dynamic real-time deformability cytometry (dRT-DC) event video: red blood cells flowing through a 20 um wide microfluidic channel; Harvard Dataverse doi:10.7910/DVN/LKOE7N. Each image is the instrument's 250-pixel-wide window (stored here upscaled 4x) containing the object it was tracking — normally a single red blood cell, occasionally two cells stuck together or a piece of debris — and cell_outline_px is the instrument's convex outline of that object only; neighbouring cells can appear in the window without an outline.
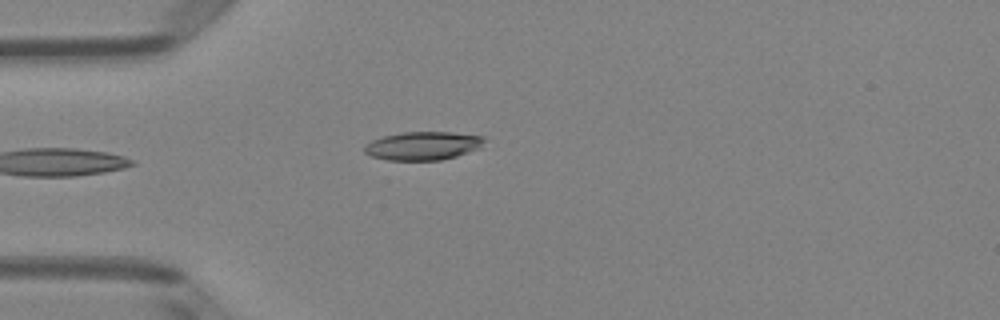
{"species": "Egyptian fruit bat (a non-hibernating species)", "species_latin": "Rousettus aegyptiacus", "temperature_condition": "room temperature", "stored_images_in_passage": 5, "camera_frame_rate_fps": 3000, "um_per_image_px": 0.085, "animal": {"sex": "female"}, "frame": {"image": 1, "passage_image": 5, "time_ms": 1.333, "image_size_px": [1000, 320], "cell_outline_px": [[484, 140], [480, 148], [456, 156], [440, 160], [388, 160], [372, 156], [364, 152], [364, 144], [372, 140], [384, 136], [400, 132], [452, 132], [484, 136]], "centroid_in_image_um": [35.93, 12.38], "position_along_channel_um": 49.1, "area_um2": 19.83}}